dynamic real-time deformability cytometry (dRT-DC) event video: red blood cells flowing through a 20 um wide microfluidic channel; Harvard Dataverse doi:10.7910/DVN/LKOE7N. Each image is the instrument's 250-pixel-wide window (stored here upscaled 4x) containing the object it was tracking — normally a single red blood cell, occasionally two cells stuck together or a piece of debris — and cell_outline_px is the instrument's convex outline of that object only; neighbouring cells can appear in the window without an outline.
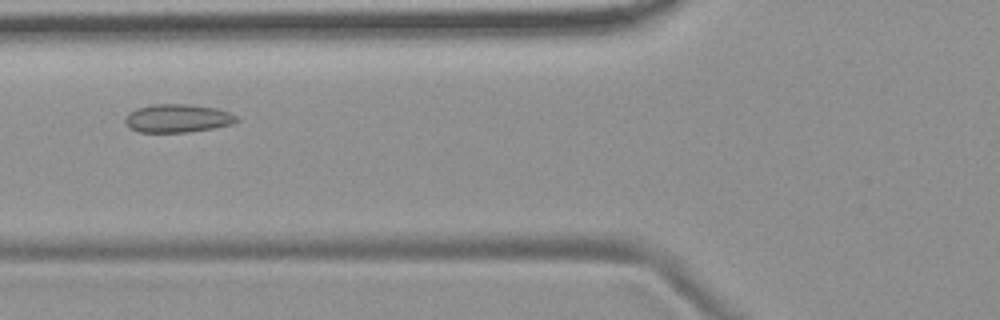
{"species": "common noctule bat (a hibernating species)", "species_latin": "Nyctalus noctula", "temperature_condition": "room temperature", "stored_images_in_passage": 4, "camera_frame_rate_fps": 3000, "um_per_image_px": 0.085, "animal": {"sex": "female", "body_mass_g": 19.9}, "frame": {"image": 1, "passage_image": 4, "time_ms": 3.667, "image_size_px": [1000, 320], "cell_outline_px": [[240, 120], [232, 124], [212, 128], [188, 132], [140, 132], [128, 128], [124, 120], [124, 116], [128, 112], [136, 108], [152, 104], [188, 104], [216, 108], [228, 112], [236, 116]], "centroid_in_image_um": [15.04, 10.05], "position_along_channel_um": 110.8, "area_um2": 18.5}}